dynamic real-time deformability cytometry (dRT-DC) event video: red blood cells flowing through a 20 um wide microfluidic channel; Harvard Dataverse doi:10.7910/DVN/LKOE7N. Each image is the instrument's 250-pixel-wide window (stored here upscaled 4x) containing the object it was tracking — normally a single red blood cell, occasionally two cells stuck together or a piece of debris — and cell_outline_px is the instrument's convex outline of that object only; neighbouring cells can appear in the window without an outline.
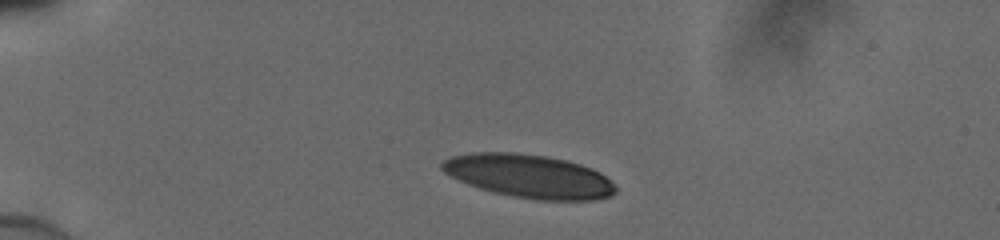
{"species": "human", "species_latin": "Homo sapiens", "temperature_condition": "cold", "stored_images_in_passage": 34, "camera_frame_rate_fps": 3000, "um_per_image_px": 0.085, "donor": {"sex": "male"}, "frame": {"image": 1, "passage_image": 1, "time_ms": 0.0, "image_size_px": [1000, 240], "cell_outline_px": [[616, 192], [608, 196], [592, 200], [536, 200], [512, 196], [480, 188], [468, 184], [444, 172], [440, 168], [440, 164], [444, 160], [452, 156], [472, 152], [512, 152], [544, 156], [564, 160], [580, 164], [592, 168], [600, 172], [616, 188]], "centroid_in_image_um": [44.94, 14.97], "position_along_channel_um": 40.1, "area_um2": 43.47}}
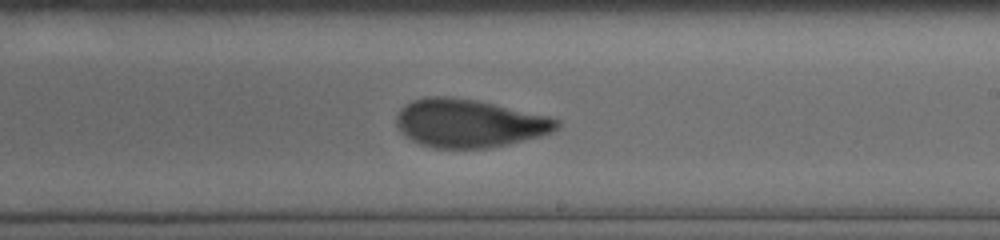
{"frame": {"image": 2, "passage_image": 20, "time_ms": 6.333, "image_size_px": [1000, 240], "cell_outline_px": [[560, 128], [552, 132], [540, 136], [508, 144], [488, 148], [436, 148], [420, 144], [412, 140], [396, 124], [396, 116], [400, 108], [404, 104], [412, 100], [424, 96], [448, 96], [476, 100], [548, 116], [560, 120]], "centroid_in_image_um": [39.88, 10.47], "position_along_channel_um": 249.1, "area_um2": 44.97}}
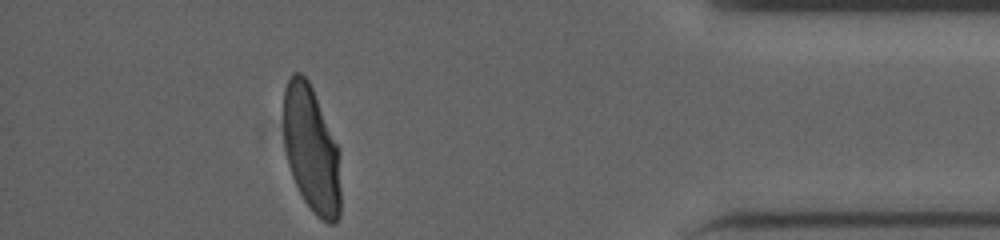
{"frame": {"image": 3, "passage_image": 34, "time_ms": 11.0, "image_size_px": [1000, 240], "cell_outline_px": [[340, 216], [336, 224], [328, 224], [316, 216], [304, 200], [292, 176], [288, 164], [284, 148], [284, 88], [292, 72], [300, 72], [308, 80], [312, 88], [340, 148]], "centroid_in_image_um": [26.49, 12.72], "position_along_channel_um": 408.7, "area_um2": 42.66}}